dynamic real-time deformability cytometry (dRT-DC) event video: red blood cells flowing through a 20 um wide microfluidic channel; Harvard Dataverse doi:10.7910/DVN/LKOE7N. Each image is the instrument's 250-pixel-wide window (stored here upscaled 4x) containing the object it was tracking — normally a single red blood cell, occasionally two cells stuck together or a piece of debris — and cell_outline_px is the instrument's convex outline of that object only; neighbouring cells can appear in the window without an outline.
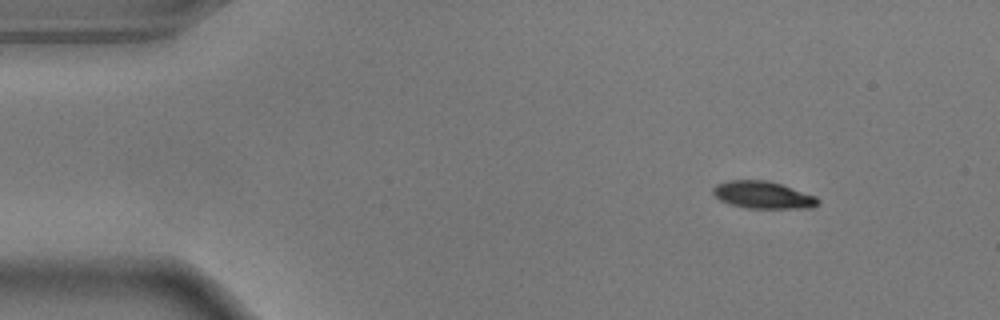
{"species": "common noctule bat (a hibernating species)", "species_latin": "Nyctalus noctula", "temperature_condition": "warm", "stored_images_in_passage": 49, "camera_frame_rate_fps": 3000, "um_per_image_px": 0.085, "animal": {"sex": "male", "body_mass_g": 17.9}, "frame": {"image": 1, "passage_image": 1, "time_ms": 0.0, "image_size_px": [1000, 320], "cell_outline_px": [[820, 204], [812, 208], [744, 208], [728, 204], [720, 200], [712, 192], [712, 188], [716, 184], [728, 180], [768, 180], [816, 196], [820, 200]], "centroid_in_image_um": [64.84, 16.58], "position_along_channel_um": 20.2, "area_um2": 16.82}}
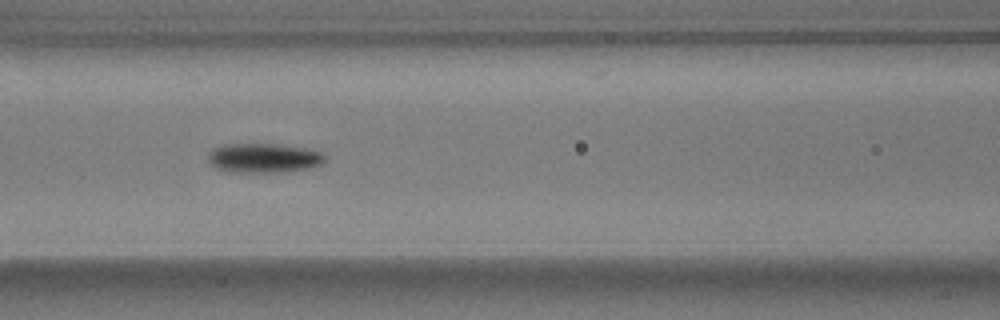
{"frame": {"image": 2, "passage_image": 18, "time_ms": 5.667, "image_size_px": [1000, 320], "cell_outline_px": [[324, 160], [320, 164], [308, 168], [284, 172], [228, 172], [216, 168], [208, 160], [208, 152], [212, 148], [224, 144], [276, 144], [308, 148], [320, 152], [324, 156]], "centroid_in_image_um": [22.37, 13.43], "position_along_channel_um": 144.2, "area_um2": 20.06}}
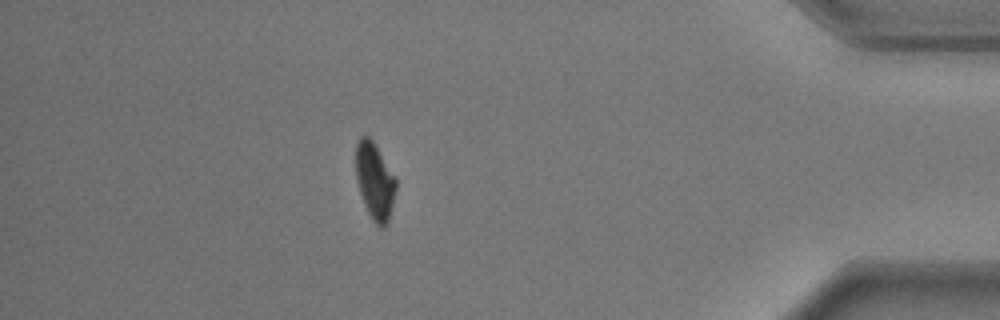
{"frame": {"image": 3, "passage_image": 43, "time_ms": 14.0, "image_size_px": [1000, 320], "cell_outline_px": [[396, 188], [388, 220], [384, 228], [380, 228], [372, 220], [364, 204], [356, 180], [356, 140], [360, 136], [368, 136], [372, 140], [396, 176]], "centroid_in_image_um": [31.85, 15.37], "position_along_channel_um": 403.4, "area_um2": 17.92}}